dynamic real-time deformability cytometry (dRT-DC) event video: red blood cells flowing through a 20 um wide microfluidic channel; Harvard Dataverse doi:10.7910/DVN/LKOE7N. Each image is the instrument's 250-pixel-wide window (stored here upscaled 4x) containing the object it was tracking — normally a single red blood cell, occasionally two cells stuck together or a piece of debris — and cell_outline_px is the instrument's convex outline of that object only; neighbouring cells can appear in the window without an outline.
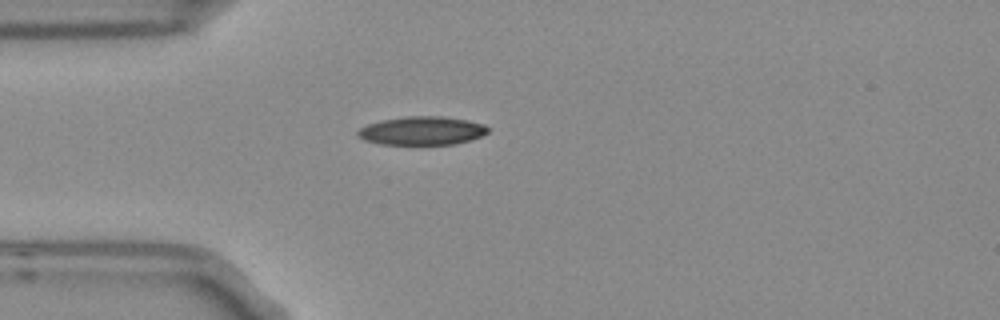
{"species": "Egyptian fruit bat (a non-hibernating species)", "species_latin": "Rousettus aegyptiacus", "temperature_condition": "room temperature", "stored_images_in_passage": 1, "camera_frame_rate_fps": 3000, "um_per_image_px": 0.085, "frame": {"image": 1, "passage_image": 1, "time_ms": 0.0, "image_size_px": [1000, 320], "cell_outline_px": [[488, 132], [480, 136], [468, 140], [452, 144], [380, 144], [364, 140], [356, 136], [356, 132], [360, 128], [368, 124], [384, 120], [404, 116], [440, 116], [468, 120], [484, 124], [488, 128]], "centroid_in_image_um": [35.83, 11.11], "position_along_channel_um": 49.2, "area_um2": 21.44}}